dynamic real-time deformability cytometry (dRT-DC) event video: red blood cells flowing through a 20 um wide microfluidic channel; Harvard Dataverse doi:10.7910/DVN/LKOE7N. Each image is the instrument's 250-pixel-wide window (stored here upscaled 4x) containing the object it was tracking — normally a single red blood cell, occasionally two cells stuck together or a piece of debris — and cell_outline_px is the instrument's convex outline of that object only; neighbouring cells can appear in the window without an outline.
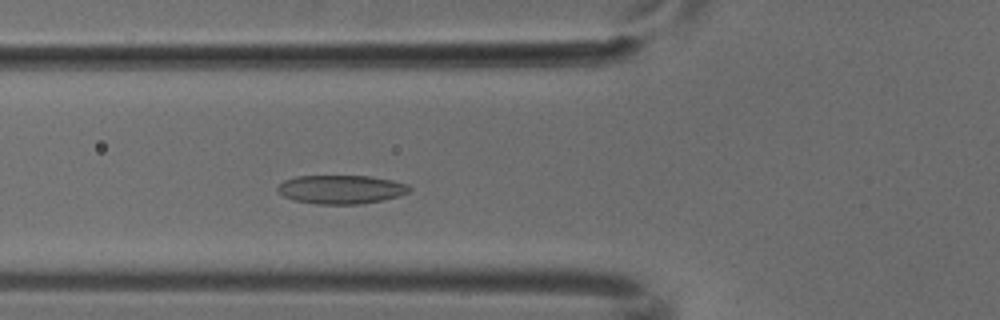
{"species": "common noctule bat (a hibernating species)", "species_latin": "Nyctalus noctula", "temperature_condition": "cold", "stored_images_in_passage": 5, "camera_frame_rate_fps": 3000, "um_per_image_px": 0.085, "animal": {"sex": "male", "body_mass_g": 18.8}, "frame": {"image": 1, "passage_image": 5, "time_ms": 1.333, "image_size_px": [1000, 320], "cell_outline_px": [[412, 188], [408, 192], [400, 196], [384, 200], [360, 204], [316, 204], [296, 200], [284, 196], [276, 188], [284, 180], [296, 176], [372, 176], [392, 180], [408, 184]], "centroid_in_image_um": [29.04, 16.1], "position_along_channel_um": 96.8, "area_um2": 22.08}}